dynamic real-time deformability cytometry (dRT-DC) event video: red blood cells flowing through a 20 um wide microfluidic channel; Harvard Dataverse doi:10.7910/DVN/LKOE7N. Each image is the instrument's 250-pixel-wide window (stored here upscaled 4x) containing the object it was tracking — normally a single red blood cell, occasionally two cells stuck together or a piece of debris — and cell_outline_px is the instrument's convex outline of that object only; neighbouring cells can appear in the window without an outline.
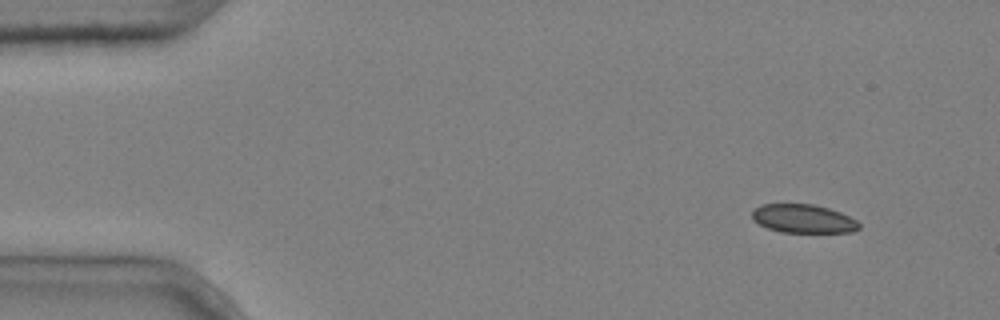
{"species": "common noctule bat (a hibernating species)", "species_latin": "Nyctalus noctula", "temperature_condition": "cold", "stored_images_in_passage": 4, "camera_frame_rate_fps": 3000, "um_per_image_px": 0.085, "animal": {"sex": "male", "body_mass_g": 20.4}, "frame": {"image": 1, "passage_image": 1, "time_ms": 0.0, "image_size_px": [1000, 320], "cell_outline_px": [[860, 228], [852, 232], [780, 232], [768, 228], [752, 220], [752, 212], [760, 204], [812, 204], [828, 208], [840, 212], [856, 220], [860, 224]], "centroid_in_image_um": [68.27, 18.59], "position_along_channel_um": 16.7, "area_um2": 17.74}}